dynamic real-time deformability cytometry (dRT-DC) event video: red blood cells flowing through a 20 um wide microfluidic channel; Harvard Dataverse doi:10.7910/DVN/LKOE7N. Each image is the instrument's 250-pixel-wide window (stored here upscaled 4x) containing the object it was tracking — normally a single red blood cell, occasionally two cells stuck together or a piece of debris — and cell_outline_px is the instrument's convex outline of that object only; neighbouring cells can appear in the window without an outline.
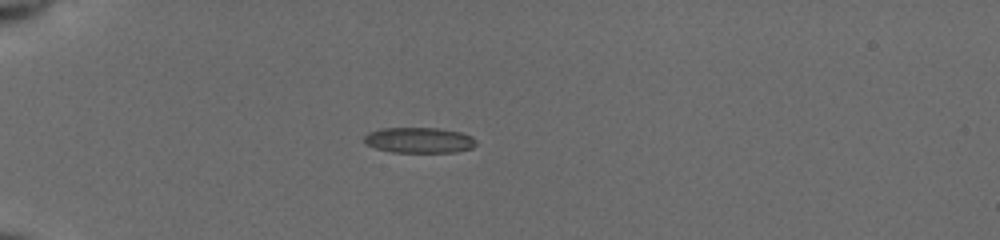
{"species": "common noctule bat (a hibernating species)", "species_latin": "Nyctalus noctula", "temperature_condition": "cold", "stored_images_in_passage": 2, "camera_frame_rate_fps": 3000, "um_per_image_px": 0.085, "animal": {"sex": "female", "body_mass_g": 19.5, "forearm_length_mm": 54.1}, "frame": {"image": 1, "passage_image": 1, "time_ms": 0.0, "image_size_px": [1000, 240], "cell_outline_px": [[476, 144], [472, 148], [456, 152], [392, 152], [376, 148], [368, 144], [364, 140], [364, 136], [368, 132], [380, 128], [440, 128], [460, 132], [472, 136], [476, 140]], "centroid_in_image_um": [35.65, 11.91], "position_along_channel_um": 49.4, "area_um2": 16.7}}